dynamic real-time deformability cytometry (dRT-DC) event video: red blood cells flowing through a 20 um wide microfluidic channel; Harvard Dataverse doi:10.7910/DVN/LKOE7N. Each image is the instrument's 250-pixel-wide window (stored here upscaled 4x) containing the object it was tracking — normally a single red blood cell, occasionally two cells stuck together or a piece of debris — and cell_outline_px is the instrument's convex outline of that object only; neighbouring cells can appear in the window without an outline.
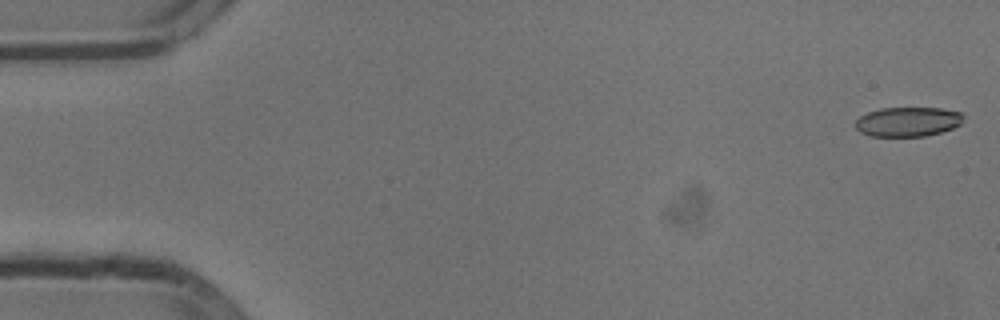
{"species": "common noctule bat (a hibernating species)", "species_latin": "Nyctalus noctula", "temperature_condition": "cold", "stored_images_in_passage": 54, "camera_frame_rate_fps": 3000, "um_per_image_px": 0.085, "animal": {"sex": "male", "body_mass_g": 13.3}, "frame": {"image": 1, "passage_image": 1, "time_ms": 0.0, "image_size_px": [1000, 320], "cell_outline_px": [[964, 116], [960, 124], [952, 128], [940, 132], [924, 136], [872, 136], [860, 132], [856, 128], [856, 120], [860, 116], [868, 112], [880, 108], [940, 108], [960, 112]], "centroid_in_image_um": [77.15, 10.34], "position_along_channel_um": 7.8, "area_um2": 18.44}}
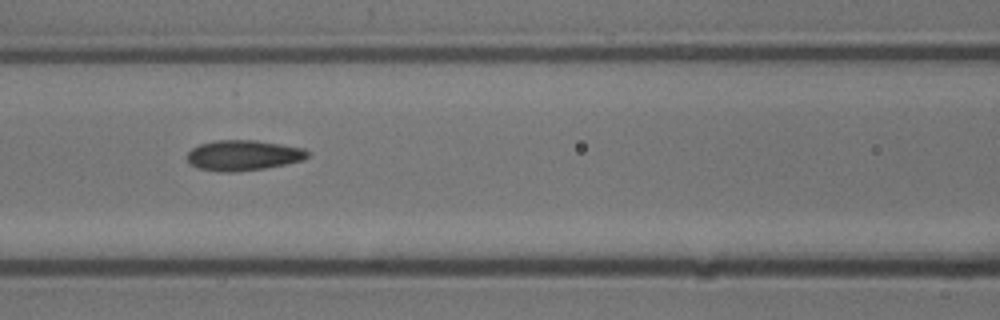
{"frame": {"image": 2, "passage_image": 23, "time_ms": 7.333, "image_size_px": [1000, 320], "cell_outline_px": [[308, 156], [304, 160], [264, 168], [232, 172], [220, 172], [196, 168], [188, 164], [188, 152], [192, 148], [200, 144], [216, 140], [256, 140], [304, 148], [308, 152]], "centroid_in_image_um": [20.64, 13.2], "position_along_channel_um": 146.0, "area_um2": 21.33}}
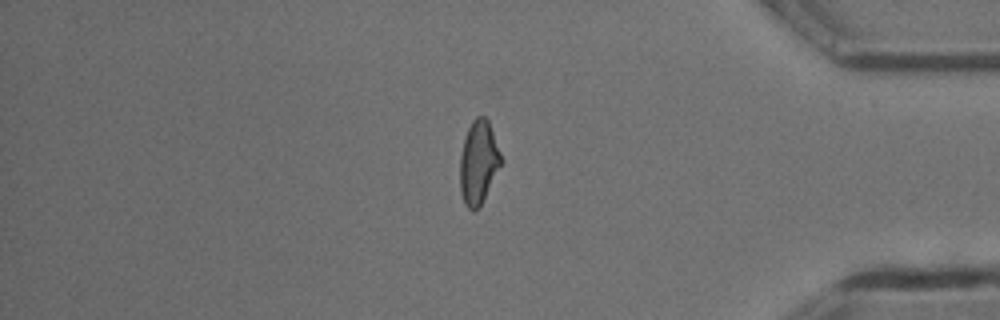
{"frame": {"image": 3, "passage_image": 45, "time_ms": 14.667, "image_size_px": [1000, 320], "cell_outline_px": [[504, 160], [480, 204], [472, 212], [464, 204], [460, 192], [460, 156], [464, 140], [468, 128], [472, 120], [476, 116], [484, 116], [488, 120]], "centroid_in_image_um": [40.67, 13.78], "position_along_channel_um": 394.5, "area_um2": 19.88}, "authors_computed_cell_mechanics": {"area_um2": 20.4901, "velocity_mm_per_s": 3.8129, "shape_relaxation_time_tau1_ms": 9.6965, "shape_relaxation_time_tau2_ms": 3.012, "deformation_change_tau1": 0.2009, "deformation_change_tau2": 0.0976}}